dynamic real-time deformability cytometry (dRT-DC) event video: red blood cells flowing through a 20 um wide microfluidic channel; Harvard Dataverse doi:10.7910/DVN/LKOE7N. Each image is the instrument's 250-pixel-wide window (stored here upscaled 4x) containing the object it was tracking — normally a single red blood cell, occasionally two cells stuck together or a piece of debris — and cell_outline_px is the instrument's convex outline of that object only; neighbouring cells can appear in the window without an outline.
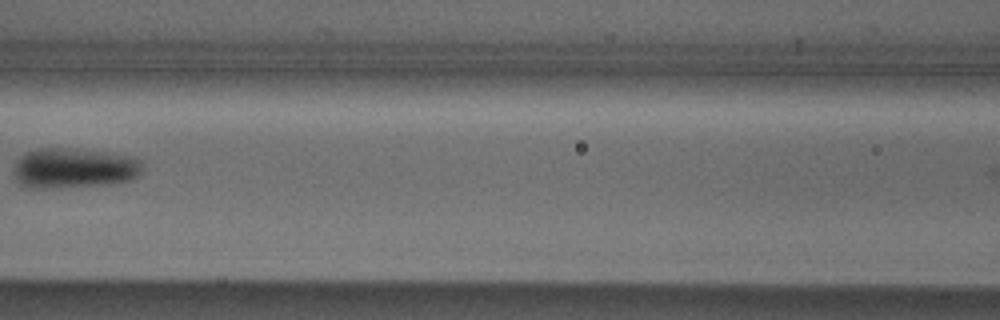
{"species": "Egyptian fruit bat (a non-hibernating species)", "species_latin": "Rousettus aegyptiacus", "temperature_condition": "cold", "stored_images_in_passage": 5, "camera_frame_rate_fps": 3000, "um_per_image_px": 0.085, "animal": {"sex": "male"}, "frame": {"image": 1, "passage_image": 4, "time_ms": 3.333, "image_size_px": [1000, 320], "cell_outline_px": [[140, 172], [132, 180], [112, 184], [60, 188], [28, 188], [20, 184], [16, 180], [12, 172], [16, 160], [20, 156], [36, 148], [64, 148], [104, 152], [136, 156], [140, 160]], "centroid_in_image_um": [6.25, 14.3], "position_along_channel_um": 160.4, "area_um2": 30.52}}
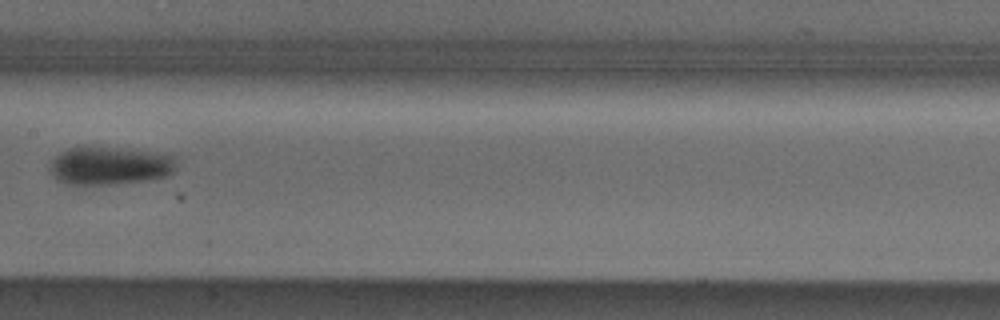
{"frame": {"image": 2, "passage_image": 5, "time_ms": 4.333, "image_size_px": [1000, 320], "cell_outline_px": [[176, 168], [168, 176], [148, 180], [108, 184], [64, 184], [56, 180], [48, 168], [52, 160], [60, 152], [68, 148], [92, 144], [176, 156]], "centroid_in_image_um": [9.28, 14.06], "position_along_channel_um": 198.1, "area_um2": 28.55}}